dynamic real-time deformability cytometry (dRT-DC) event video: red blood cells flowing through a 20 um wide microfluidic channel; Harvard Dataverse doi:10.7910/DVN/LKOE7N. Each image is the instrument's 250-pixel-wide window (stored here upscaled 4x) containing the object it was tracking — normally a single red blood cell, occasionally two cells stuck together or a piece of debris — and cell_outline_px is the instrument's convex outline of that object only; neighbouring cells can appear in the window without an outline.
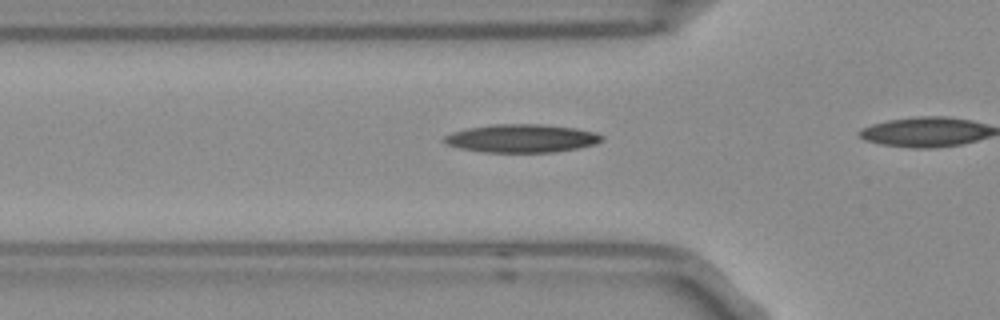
{"species": "Egyptian fruit bat (a non-hibernating species)", "species_latin": "Rousettus aegyptiacus", "temperature_condition": "room temperature", "stored_images_in_passage": 18, "camera_frame_rate_fps": 3000, "um_per_image_px": 0.085, "frame": {"image": 1, "passage_image": 13, "time_ms": 4.0, "image_size_px": [1000, 320], "cell_outline_px": [[604, 140], [596, 144], [576, 148], [552, 152], [484, 152], [460, 148], [448, 144], [440, 140], [444, 136], [452, 132], [468, 128], [492, 124], [544, 124], [576, 128], [596, 132], [604, 136]], "centroid_in_image_um": [44.35, 11.75], "position_along_channel_um": 81.4, "area_um2": 26.01}}